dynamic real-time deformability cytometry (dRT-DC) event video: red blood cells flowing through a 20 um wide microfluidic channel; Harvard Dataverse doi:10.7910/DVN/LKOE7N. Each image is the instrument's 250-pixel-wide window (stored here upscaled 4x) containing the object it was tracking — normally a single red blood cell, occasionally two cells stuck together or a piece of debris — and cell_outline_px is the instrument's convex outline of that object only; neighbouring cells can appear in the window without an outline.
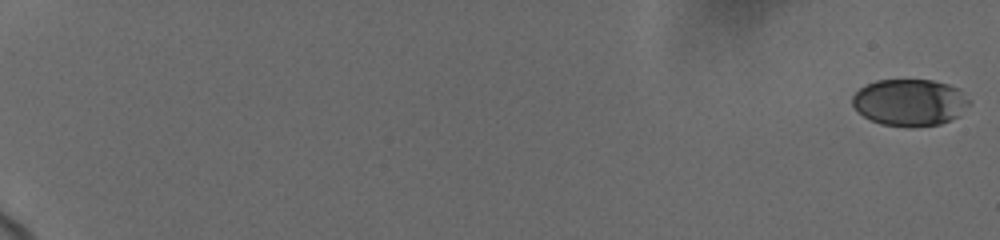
{"species": "human", "species_latin": "Homo sapiens", "temperature_condition": "cold", "stored_images_in_passage": 33, "camera_frame_rate_fps": 3000, "um_per_image_px": 0.085, "donor": {"sex": "female"}, "frame": {"image": 1, "passage_image": 1, "time_ms": 0.0, "image_size_px": [1000, 240], "cell_outline_px": [[972, 104], [960, 116], [940, 124], [912, 128], [908, 128], [880, 124], [864, 116], [852, 104], [852, 96], [860, 88], [876, 80], [932, 80], [948, 84], [960, 88], [972, 100]], "centroid_in_image_um": [77.41, 8.72], "position_along_channel_um": 7.6, "area_um2": 32.48}}
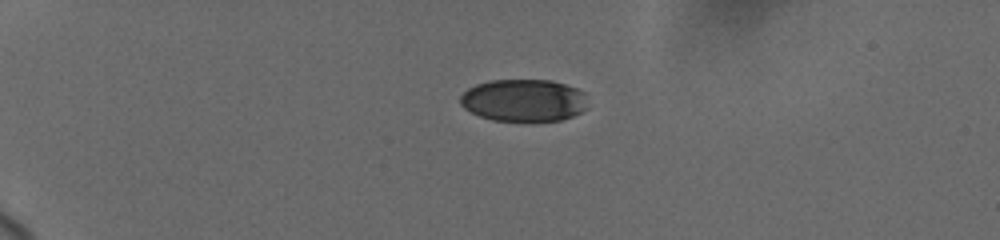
{"frame": {"image": 2, "passage_image": 24, "time_ms": 5.333, "image_size_px": [1000, 240], "cell_outline_px": [[584, 108], [580, 112], [572, 116], [560, 120], [492, 120], [480, 116], [464, 108], [460, 104], [460, 96], [468, 88], [476, 84], [492, 80], [552, 80], [576, 88], [584, 92]], "centroid_in_image_um": [44.47, 8.51], "position_along_channel_um": 40.5, "area_um2": 30.98}}